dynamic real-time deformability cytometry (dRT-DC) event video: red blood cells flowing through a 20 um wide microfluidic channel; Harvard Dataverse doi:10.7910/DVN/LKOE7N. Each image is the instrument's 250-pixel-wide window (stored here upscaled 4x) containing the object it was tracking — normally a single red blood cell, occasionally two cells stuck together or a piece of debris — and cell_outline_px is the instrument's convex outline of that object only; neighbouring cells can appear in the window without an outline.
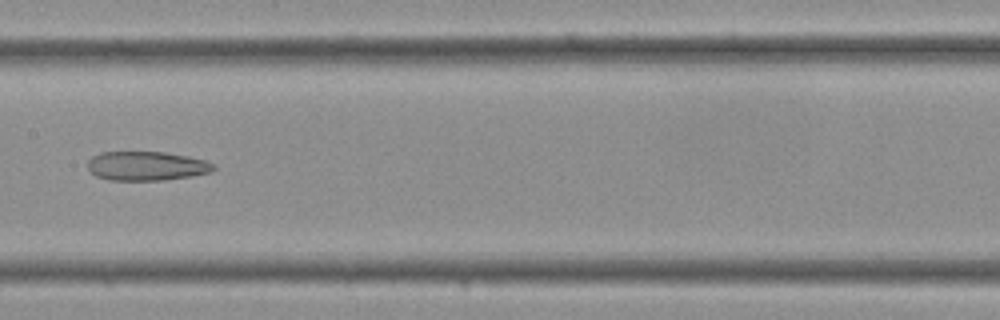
{"species": "Egyptian fruit bat (a non-hibernating species)", "species_latin": "Rousettus aegyptiacus", "temperature_condition": "cold", "stored_images_in_passage": 35, "camera_frame_rate_fps": 3000, "um_per_image_px": 0.085, "frame": {"image": 1, "passage_image": 17, "time_ms": 5.333, "image_size_px": [1000, 320], "cell_outline_px": [[216, 168], [212, 172], [192, 176], [164, 180], [108, 180], [96, 176], [88, 168], [88, 160], [92, 156], [100, 152], [164, 152], [188, 156], [204, 160], [216, 164]], "centroid_in_image_um": [12.48, 14.11], "position_along_channel_um": 194.9, "area_um2": 21.5}}
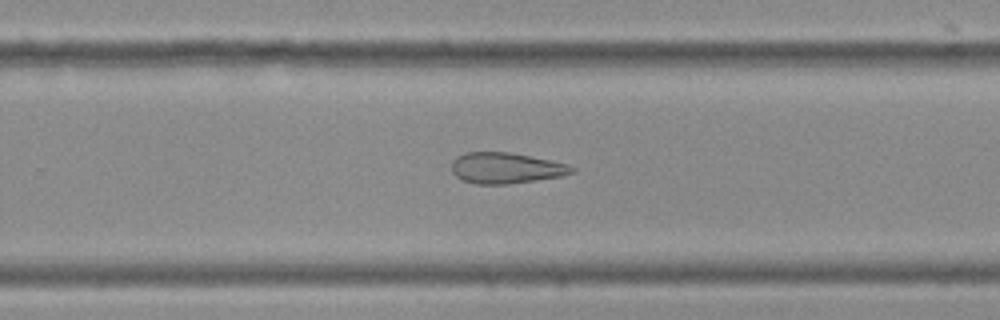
{"frame": {"image": 2, "passage_image": 22, "time_ms": 7.0, "image_size_px": [1000, 320], "cell_outline_px": [[576, 172], [564, 176], [508, 184], [476, 184], [464, 180], [456, 176], [452, 172], [452, 160], [456, 156], [464, 152], [508, 152], [568, 164], [576, 168]], "centroid_in_image_um": [43.01, 14.28], "position_along_channel_um": 286.8, "area_um2": 21.68}}
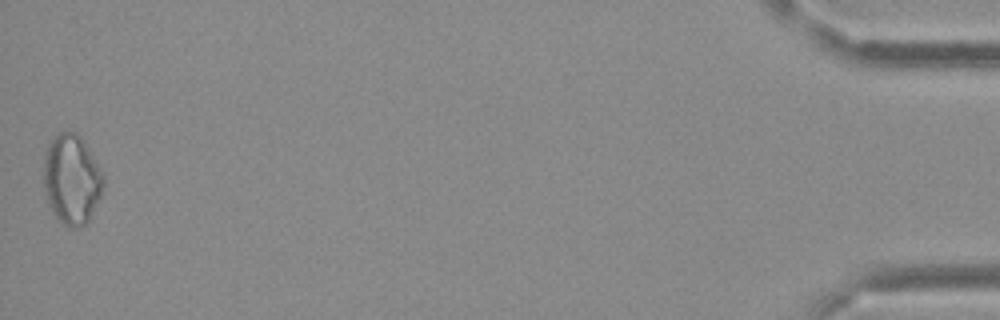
{"frame": {"image": 3, "passage_image": 35, "time_ms": 11.333, "image_size_px": [1000, 320], "cell_outline_px": [[104, 184], [100, 196], [88, 220], [80, 228], [68, 228], [56, 216], [48, 204], [44, 192], [44, 152], [48, 144], [60, 132], [76, 132], [84, 140], [104, 176]], "centroid_in_image_um": [6.08, 15.24], "position_along_channel_um": 429.1, "area_um2": 31.15}}